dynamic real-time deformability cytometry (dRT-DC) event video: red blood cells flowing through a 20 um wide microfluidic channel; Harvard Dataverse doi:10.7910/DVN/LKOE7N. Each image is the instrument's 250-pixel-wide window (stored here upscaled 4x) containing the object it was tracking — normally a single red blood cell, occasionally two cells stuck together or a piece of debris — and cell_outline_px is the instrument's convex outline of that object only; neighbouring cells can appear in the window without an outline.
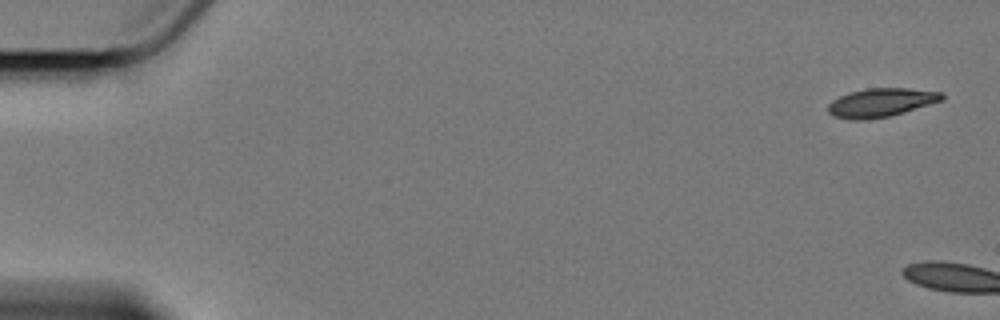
{"species": "Egyptian fruit bat (a non-hibernating species)", "species_latin": "Rousettus aegyptiacus", "temperature_condition": "cold", "stored_images_in_passage": 4, "camera_frame_rate_fps": 3000, "um_per_image_px": 0.085, "animal": {"sex": "female"}, "frame": {"image": 1, "passage_image": 1, "time_ms": 0.0, "image_size_px": [1000, 320], "cell_outline_px": [[944, 100], [904, 112], [888, 116], [868, 120], [848, 120], [832, 116], [828, 112], [828, 104], [832, 100], [840, 96], [852, 92], [868, 88], [908, 88], [944, 92]], "centroid_in_image_um": [74.89, 8.73], "position_along_channel_um": 10.1, "area_um2": 19.13}}